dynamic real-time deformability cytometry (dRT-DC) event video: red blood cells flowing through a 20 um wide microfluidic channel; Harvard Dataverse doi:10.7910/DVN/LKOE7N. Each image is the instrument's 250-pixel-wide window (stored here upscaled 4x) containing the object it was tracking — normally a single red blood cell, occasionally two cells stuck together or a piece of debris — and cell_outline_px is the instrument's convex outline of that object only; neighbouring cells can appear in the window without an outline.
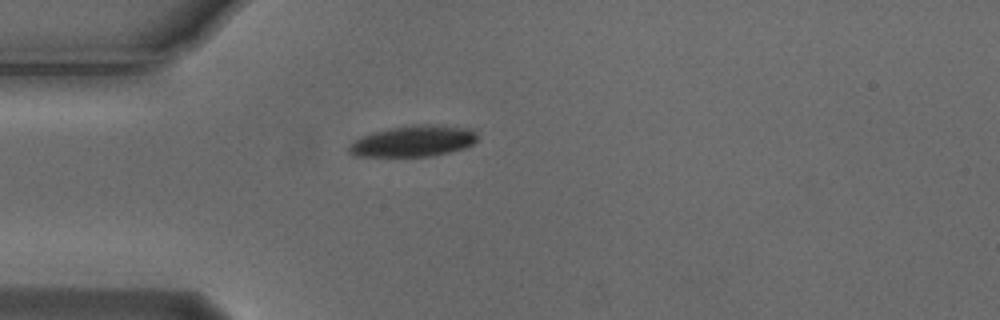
{"species": "Egyptian fruit bat (a non-hibernating species)", "species_latin": "Rousettus aegyptiacus", "temperature_condition": "cold", "stored_images_in_passage": 4, "camera_frame_rate_fps": 3000, "um_per_image_px": 0.085, "animal": {"sex": "male"}, "frame": {"image": 1, "passage_image": 4, "time_ms": 1.0, "image_size_px": [1000, 320], "cell_outline_px": [[476, 140], [472, 144], [464, 148], [432, 156], [356, 156], [348, 152], [348, 148], [360, 136], [372, 132], [388, 128], [412, 124], [440, 124], [472, 128], [476, 132]], "centroid_in_image_um": [35.16, 11.97], "position_along_channel_um": 49.8, "area_um2": 23.47}}